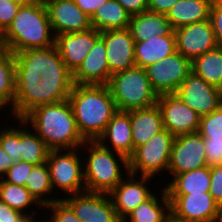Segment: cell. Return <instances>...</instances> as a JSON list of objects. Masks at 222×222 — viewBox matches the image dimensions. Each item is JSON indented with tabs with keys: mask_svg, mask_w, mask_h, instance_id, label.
<instances>
[{
	"mask_svg": "<svg viewBox=\"0 0 222 222\" xmlns=\"http://www.w3.org/2000/svg\"><path fill=\"white\" fill-rule=\"evenodd\" d=\"M192 71L206 83L222 90V48H216L196 57Z\"/></svg>",
	"mask_w": 222,
	"mask_h": 222,
	"instance_id": "f546056e",
	"label": "cell"
},
{
	"mask_svg": "<svg viewBox=\"0 0 222 222\" xmlns=\"http://www.w3.org/2000/svg\"><path fill=\"white\" fill-rule=\"evenodd\" d=\"M213 0H180L166 13L173 29L209 19Z\"/></svg>",
	"mask_w": 222,
	"mask_h": 222,
	"instance_id": "484cf974",
	"label": "cell"
},
{
	"mask_svg": "<svg viewBox=\"0 0 222 222\" xmlns=\"http://www.w3.org/2000/svg\"><path fill=\"white\" fill-rule=\"evenodd\" d=\"M83 146L90 151L83 165L86 191L110 193L122 179L125 180L114 151L109 148L110 145L100 144L97 140L85 141Z\"/></svg>",
	"mask_w": 222,
	"mask_h": 222,
	"instance_id": "8992f818",
	"label": "cell"
},
{
	"mask_svg": "<svg viewBox=\"0 0 222 222\" xmlns=\"http://www.w3.org/2000/svg\"><path fill=\"white\" fill-rule=\"evenodd\" d=\"M33 84H15V99L10 111L17 121L35 107L67 100L73 89V74L68 69H49Z\"/></svg>",
	"mask_w": 222,
	"mask_h": 222,
	"instance_id": "277c9868",
	"label": "cell"
},
{
	"mask_svg": "<svg viewBox=\"0 0 222 222\" xmlns=\"http://www.w3.org/2000/svg\"><path fill=\"white\" fill-rule=\"evenodd\" d=\"M68 101L85 141H96L118 111L107 85L74 84Z\"/></svg>",
	"mask_w": 222,
	"mask_h": 222,
	"instance_id": "6da1fadb",
	"label": "cell"
},
{
	"mask_svg": "<svg viewBox=\"0 0 222 222\" xmlns=\"http://www.w3.org/2000/svg\"><path fill=\"white\" fill-rule=\"evenodd\" d=\"M128 175L129 179L126 178L125 181L122 179L109 193L117 215L122 222L134 208L153 195L149 187L146 186L147 182L153 179L152 177L141 176V179L137 180L134 174L129 173Z\"/></svg>",
	"mask_w": 222,
	"mask_h": 222,
	"instance_id": "44dd1931",
	"label": "cell"
},
{
	"mask_svg": "<svg viewBox=\"0 0 222 222\" xmlns=\"http://www.w3.org/2000/svg\"><path fill=\"white\" fill-rule=\"evenodd\" d=\"M78 153L77 148L49 151L46 162L53 190L55 187L60 188L67 195L86 191L84 170H82L83 162L80 160L81 158Z\"/></svg>",
	"mask_w": 222,
	"mask_h": 222,
	"instance_id": "ba28073f",
	"label": "cell"
},
{
	"mask_svg": "<svg viewBox=\"0 0 222 222\" xmlns=\"http://www.w3.org/2000/svg\"><path fill=\"white\" fill-rule=\"evenodd\" d=\"M152 89L157 95L175 93L192 71V61L179 52L145 68Z\"/></svg>",
	"mask_w": 222,
	"mask_h": 222,
	"instance_id": "30bf717a",
	"label": "cell"
},
{
	"mask_svg": "<svg viewBox=\"0 0 222 222\" xmlns=\"http://www.w3.org/2000/svg\"><path fill=\"white\" fill-rule=\"evenodd\" d=\"M131 134L134 149L147 143L163 128L162 114L157 104L148 107L130 110Z\"/></svg>",
	"mask_w": 222,
	"mask_h": 222,
	"instance_id": "603a6c76",
	"label": "cell"
},
{
	"mask_svg": "<svg viewBox=\"0 0 222 222\" xmlns=\"http://www.w3.org/2000/svg\"><path fill=\"white\" fill-rule=\"evenodd\" d=\"M173 179V180H172ZM165 186L167 194H197L210 190V166L175 175Z\"/></svg>",
	"mask_w": 222,
	"mask_h": 222,
	"instance_id": "4316f807",
	"label": "cell"
},
{
	"mask_svg": "<svg viewBox=\"0 0 222 222\" xmlns=\"http://www.w3.org/2000/svg\"><path fill=\"white\" fill-rule=\"evenodd\" d=\"M175 52H177L175 35L157 36L155 34L145 41L135 42L134 61L136 66L145 69Z\"/></svg>",
	"mask_w": 222,
	"mask_h": 222,
	"instance_id": "d4e9b609",
	"label": "cell"
},
{
	"mask_svg": "<svg viewBox=\"0 0 222 222\" xmlns=\"http://www.w3.org/2000/svg\"><path fill=\"white\" fill-rule=\"evenodd\" d=\"M216 4L221 5L222 6V0H213Z\"/></svg>",
	"mask_w": 222,
	"mask_h": 222,
	"instance_id": "816d5d0a",
	"label": "cell"
},
{
	"mask_svg": "<svg viewBox=\"0 0 222 222\" xmlns=\"http://www.w3.org/2000/svg\"><path fill=\"white\" fill-rule=\"evenodd\" d=\"M45 207L52 210L50 222H82L62 198Z\"/></svg>",
	"mask_w": 222,
	"mask_h": 222,
	"instance_id": "74e56055",
	"label": "cell"
},
{
	"mask_svg": "<svg viewBox=\"0 0 222 222\" xmlns=\"http://www.w3.org/2000/svg\"><path fill=\"white\" fill-rule=\"evenodd\" d=\"M21 5L12 0H0V33L2 34L17 15Z\"/></svg>",
	"mask_w": 222,
	"mask_h": 222,
	"instance_id": "ab89813d",
	"label": "cell"
},
{
	"mask_svg": "<svg viewBox=\"0 0 222 222\" xmlns=\"http://www.w3.org/2000/svg\"><path fill=\"white\" fill-rule=\"evenodd\" d=\"M25 216L0 200V222H20Z\"/></svg>",
	"mask_w": 222,
	"mask_h": 222,
	"instance_id": "7bdbcfd3",
	"label": "cell"
},
{
	"mask_svg": "<svg viewBox=\"0 0 222 222\" xmlns=\"http://www.w3.org/2000/svg\"><path fill=\"white\" fill-rule=\"evenodd\" d=\"M180 0H148V10L166 14Z\"/></svg>",
	"mask_w": 222,
	"mask_h": 222,
	"instance_id": "f6af8a7d",
	"label": "cell"
},
{
	"mask_svg": "<svg viewBox=\"0 0 222 222\" xmlns=\"http://www.w3.org/2000/svg\"><path fill=\"white\" fill-rule=\"evenodd\" d=\"M31 222H36L35 221V218L31 221ZM37 222H39V221H37ZM41 222V221H40ZM42 222H50L49 220H45V221H42Z\"/></svg>",
	"mask_w": 222,
	"mask_h": 222,
	"instance_id": "db71d44e",
	"label": "cell"
},
{
	"mask_svg": "<svg viewBox=\"0 0 222 222\" xmlns=\"http://www.w3.org/2000/svg\"><path fill=\"white\" fill-rule=\"evenodd\" d=\"M82 222H122L109 193L82 192L63 199Z\"/></svg>",
	"mask_w": 222,
	"mask_h": 222,
	"instance_id": "9a60e30c",
	"label": "cell"
},
{
	"mask_svg": "<svg viewBox=\"0 0 222 222\" xmlns=\"http://www.w3.org/2000/svg\"><path fill=\"white\" fill-rule=\"evenodd\" d=\"M75 4L88 16H92L94 12L108 0H73Z\"/></svg>",
	"mask_w": 222,
	"mask_h": 222,
	"instance_id": "bcb514c9",
	"label": "cell"
},
{
	"mask_svg": "<svg viewBox=\"0 0 222 222\" xmlns=\"http://www.w3.org/2000/svg\"><path fill=\"white\" fill-rule=\"evenodd\" d=\"M207 166L222 164V138H204Z\"/></svg>",
	"mask_w": 222,
	"mask_h": 222,
	"instance_id": "f35d334b",
	"label": "cell"
},
{
	"mask_svg": "<svg viewBox=\"0 0 222 222\" xmlns=\"http://www.w3.org/2000/svg\"><path fill=\"white\" fill-rule=\"evenodd\" d=\"M14 159H12L8 154L4 151L2 146L0 145V176L3 178V176L6 174V172L9 170V168L13 165Z\"/></svg>",
	"mask_w": 222,
	"mask_h": 222,
	"instance_id": "7dc6e473",
	"label": "cell"
},
{
	"mask_svg": "<svg viewBox=\"0 0 222 222\" xmlns=\"http://www.w3.org/2000/svg\"><path fill=\"white\" fill-rule=\"evenodd\" d=\"M210 175L209 193L222 209V164L210 166Z\"/></svg>",
	"mask_w": 222,
	"mask_h": 222,
	"instance_id": "60d3db41",
	"label": "cell"
},
{
	"mask_svg": "<svg viewBox=\"0 0 222 222\" xmlns=\"http://www.w3.org/2000/svg\"><path fill=\"white\" fill-rule=\"evenodd\" d=\"M100 38V31L91 28L83 32L64 33L55 36L54 46L67 69L73 74Z\"/></svg>",
	"mask_w": 222,
	"mask_h": 222,
	"instance_id": "ac0fdd59",
	"label": "cell"
},
{
	"mask_svg": "<svg viewBox=\"0 0 222 222\" xmlns=\"http://www.w3.org/2000/svg\"><path fill=\"white\" fill-rule=\"evenodd\" d=\"M15 99V57L14 54L0 47V109H13Z\"/></svg>",
	"mask_w": 222,
	"mask_h": 222,
	"instance_id": "1f68e13d",
	"label": "cell"
},
{
	"mask_svg": "<svg viewBox=\"0 0 222 222\" xmlns=\"http://www.w3.org/2000/svg\"><path fill=\"white\" fill-rule=\"evenodd\" d=\"M100 38L106 47V59L111 75L136 66L134 61L135 42L128 28L100 32Z\"/></svg>",
	"mask_w": 222,
	"mask_h": 222,
	"instance_id": "d6986e66",
	"label": "cell"
},
{
	"mask_svg": "<svg viewBox=\"0 0 222 222\" xmlns=\"http://www.w3.org/2000/svg\"><path fill=\"white\" fill-rule=\"evenodd\" d=\"M0 145L4 151L14 159L15 162L21 161L20 155V129L10 128L1 129L0 131Z\"/></svg>",
	"mask_w": 222,
	"mask_h": 222,
	"instance_id": "d590c367",
	"label": "cell"
},
{
	"mask_svg": "<svg viewBox=\"0 0 222 222\" xmlns=\"http://www.w3.org/2000/svg\"><path fill=\"white\" fill-rule=\"evenodd\" d=\"M106 57L107 51L104 41L99 38L73 73L74 84L107 85L111 74Z\"/></svg>",
	"mask_w": 222,
	"mask_h": 222,
	"instance_id": "7402d4cb",
	"label": "cell"
},
{
	"mask_svg": "<svg viewBox=\"0 0 222 222\" xmlns=\"http://www.w3.org/2000/svg\"><path fill=\"white\" fill-rule=\"evenodd\" d=\"M174 94L200 117L210 114L222 105V90L206 83L193 71Z\"/></svg>",
	"mask_w": 222,
	"mask_h": 222,
	"instance_id": "7c38bea8",
	"label": "cell"
},
{
	"mask_svg": "<svg viewBox=\"0 0 222 222\" xmlns=\"http://www.w3.org/2000/svg\"><path fill=\"white\" fill-rule=\"evenodd\" d=\"M25 188L42 206V209H44L46 205L59 200L58 198L49 199L45 197L47 194L50 195V193L52 194L53 192L47 162L34 165L31 173L26 178Z\"/></svg>",
	"mask_w": 222,
	"mask_h": 222,
	"instance_id": "d6a6232c",
	"label": "cell"
},
{
	"mask_svg": "<svg viewBox=\"0 0 222 222\" xmlns=\"http://www.w3.org/2000/svg\"><path fill=\"white\" fill-rule=\"evenodd\" d=\"M33 167L34 164H30L25 161L14 162L13 165L6 172V174L3 176L6 179L5 178L2 179L14 185L25 186L26 178L31 173Z\"/></svg>",
	"mask_w": 222,
	"mask_h": 222,
	"instance_id": "8d00e7d4",
	"label": "cell"
},
{
	"mask_svg": "<svg viewBox=\"0 0 222 222\" xmlns=\"http://www.w3.org/2000/svg\"><path fill=\"white\" fill-rule=\"evenodd\" d=\"M23 120L50 150L81 149L85 143L68 99L35 107Z\"/></svg>",
	"mask_w": 222,
	"mask_h": 222,
	"instance_id": "7a4b0ae2",
	"label": "cell"
},
{
	"mask_svg": "<svg viewBox=\"0 0 222 222\" xmlns=\"http://www.w3.org/2000/svg\"><path fill=\"white\" fill-rule=\"evenodd\" d=\"M157 105L162 114L163 128L175 137L198 131L200 116L174 93L159 95Z\"/></svg>",
	"mask_w": 222,
	"mask_h": 222,
	"instance_id": "5bb4252c",
	"label": "cell"
},
{
	"mask_svg": "<svg viewBox=\"0 0 222 222\" xmlns=\"http://www.w3.org/2000/svg\"><path fill=\"white\" fill-rule=\"evenodd\" d=\"M205 150L204 138L198 132L176 136L168 172L175 176L207 166Z\"/></svg>",
	"mask_w": 222,
	"mask_h": 222,
	"instance_id": "4fadbf2b",
	"label": "cell"
},
{
	"mask_svg": "<svg viewBox=\"0 0 222 222\" xmlns=\"http://www.w3.org/2000/svg\"><path fill=\"white\" fill-rule=\"evenodd\" d=\"M197 132L203 138H222V105L210 114L200 117Z\"/></svg>",
	"mask_w": 222,
	"mask_h": 222,
	"instance_id": "e575fe53",
	"label": "cell"
},
{
	"mask_svg": "<svg viewBox=\"0 0 222 222\" xmlns=\"http://www.w3.org/2000/svg\"><path fill=\"white\" fill-rule=\"evenodd\" d=\"M167 222H184V221L177 220V219L173 218V217L170 215V217H169V219H168Z\"/></svg>",
	"mask_w": 222,
	"mask_h": 222,
	"instance_id": "f907efd6",
	"label": "cell"
},
{
	"mask_svg": "<svg viewBox=\"0 0 222 222\" xmlns=\"http://www.w3.org/2000/svg\"><path fill=\"white\" fill-rule=\"evenodd\" d=\"M110 140L112 150L123 165L126 175L129 174L128 158L133 154V139L131 134L130 111L118 110L106 125L102 135L97 139L100 144Z\"/></svg>",
	"mask_w": 222,
	"mask_h": 222,
	"instance_id": "ffe728a7",
	"label": "cell"
},
{
	"mask_svg": "<svg viewBox=\"0 0 222 222\" xmlns=\"http://www.w3.org/2000/svg\"><path fill=\"white\" fill-rule=\"evenodd\" d=\"M131 15L118 1L108 0L90 17L92 28L103 32L107 30L127 29Z\"/></svg>",
	"mask_w": 222,
	"mask_h": 222,
	"instance_id": "83f0119b",
	"label": "cell"
},
{
	"mask_svg": "<svg viewBox=\"0 0 222 222\" xmlns=\"http://www.w3.org/2000/svg\"><path fill=\"white\" fill-rule=\"evenodd\" d=\"M174 139V135L163 129L147 143L136 147L128 158L129 173L136 177L139 172L140 176L154 177L158 172L168 171Z\"/></svg>",
	"mask_w": 222,
	"mask_h": 222,
	"instance_id": "52a82bcc",
	"label": "cell"
},
{
	"mask_svg": "<svg viewBox=\"0 0 222 222\" xmlns=\"http://www.w3.org/2000/svg\"><path fill=\"white\" fill-rule=\"evenodd\" d=\"M12 1L23 6V5H30V4L36 3L39 0H12Z\"/></svg>",
	"mask_w": 222,
	"mask_h": 222,
	"instance_id": "c3c4849f",
	"label": "cell"
},
{
	"mask_svg": "<svg viewBox=\"0 0 222 222\" xmlns=\"http://www.w3.org/2000/svg\"><path fill=\"white\" fill-rule=\"evenodd\" d=\"M54 36L83 32L92 28L90 16L73 0H44Z\"/></svg>",
	"mask_w": 222,
	"mask_h": 222,
	"instance_id": "e0dca14e",
	"label": "cell"
},
{
	"mask_svg": "<svg viewBox=\"0 0 222 222\" xmlns=\"http://www.w3.org/2000/svg\"><path fill=\"white\" fill-rule=\"evenodd\" d=\"M0 200L5 202L9 207L27 215L25 209L31 205L42 207L36 199L30 194L25 186L14 185L0 178Z\"/></svg>",
	"mask_w": 222,
	"mask_h": 222,
	"instance_id": "836d02e7",
	"label": "cell"
},
{
	"mask_svg": "<svg viewBox=\"0 0 222 222\" xmlns=\"http://www.w3.org/2000/svg\"><path fill=\"white\" fill-rule=\"evenodd\" d=\"M131 15L148 10V0H116Z\"/></svg>",
	"mask_w": 222,
	"mask_h": 222,
	"instance_id": "ee69618b",
	"label": "cell"
},
{
	"mask_svg": "<svg viewBox=\"0 0 222 222\" xmlns=\"http://www.w3.org/2000/svg\"><path fill=\"white\" fill-rule=\"evenodd\" d=\"M174 34L176 51L191 61L218 46L209 19L174 29Z\"/></svg>",
	"mask_w": 222,
	"mask_h": 222,
	"instance_id": "2e32d148",
	"label": "cell"
},
{
	"mask_svg": "<svg viewBox=\"0 0 222 222\" xmlns=\"http://www.w3.org/2000/svg\"><path fill=\"white\" fill-rule=\"evenodd\" d=\"M15 57V84H33L42 80L45 70L67 69L55 46L27 49L13 53Z\"/></svg>",
	"mask_w": 222,
	"mask_h": 222,
	"instance_id": "9c48e42d",
	"label": "cell"
},
{
	"mask_svg": "<svg viewBox=\"0 0 222 222\" xmlns=\"http://www.w3.org/2000/svg\"><path fill=\"white\" fill-rule=\"evenodd\" d=\"M33 217L34 216L32 214H28L20 222H31L34 219Z\"/></svg>",
	"mask_w": 222,
	"mask_h": 222,
	"instance_id": "681fc988",
	"label": "cell"
},
{
	"mask_svg": "<svg viewBox=\"0 0 222 222\" xmlns=\"http://www.w3.org/2000/svg\"><path fill=\"white\" fill-rule=\"evenodd\" d=\"M54 41L45 2L39 0L20 7L11 24L1 34L0 47L16 53L54 46Z\"/></svg>",
	"mask_w": 222,
	"mask_h": 222,
	"instance_id": "3957f363",
	"label": "cell"
},
{
	"mask_svg": "<svg viewBox=\"0 0 222 222\" xmlns=\"http://www.w3.org/2000/svg\"><path fill=\"white\" fill-rule=\"evenodd\" d=\"M216 222H222V212H221L220 217L218 218V220Z\"/></svg>",
	"mask_w": 222,
	"mask_h": 222,
	"instance_id": "f5cc1de1",
	"label": "cell"
},
{
	"mask_svg": "<svg viewBox=\"0 0 222 222\" xmlns=\"http://www.w3.org/2000/svg\"><path fill=\"white\" fill-rule=\"evenodd\" d=\"M120 111L148 108L157 104L158 95L152 89L146 70L135 66L111 75L107 84Z\"/></svg>",
	"mask_w": 222,
	"mask_h": 222,
	"instance_id": "5b68a950",
	"label": "cell"
},
{
	"mask_svg": "<svg viewBox=\"0 0 222 222\" xmlns=\"http://www.w3.org/2000/svg\"><path fill=\"white\" fill-rule=\"evenodd\" d=\"M209 20L211 22L217 45L222 48V6L212 2Z\"/></svg>",
	"mask_w": 222,
	"mask_h": 222,
	"instance_id": "b9f144b4",
	"label": "cell"
},
{
	"mask_svg": "<svg viewBox=\"0 0 222 222\" xmlns=\"http://www.w3.org/2000/svg\"><path fill=\"white\" fill-rule=\"evenodd\" d=\"M128 29L134 42L145 41L155 34L157 36L175 35L166 14L150 10L131 16Z\"/></svg>",
	"mask_w": 222,
	"mask_h": 222,
	"instance_id": "cb8c5ba5",
	"label": "cell"
},
{
	"mask_svg": "<svg viewBox=\"0 0 222 222\" xmlns=\"http://www.w3.org/2000/svg\"><path fill=\"white\" fill-rule=\"evenodd\" d=\"M19 122L20 123L18 124H21L20 127L24 128H20L21 161L34 165L46 162L50 149L45 145V142L37 135L35 131L34 134L33 132H30V130L28 132V124L23 119H19Z\"/></svg>",
	"mask_w": 222,
	"mask_h": 222,
	"instance_id": "4dcf8cb0",
	"label": "cell"
},
{
	"mask_svg": "<svg viewBox=\"0 0 222 222\" xmlns=\"http://www.w3.org/2000/svg\"><path fill=\"white\" fill-rule=\"evenodd\" d=\"M171 216L184 222H216L222 212L209 192L168 194Z\"/></svg>",
	"mask_w": 222,
	"mask_h": 222,
	"instance_id": "8fae6325",
	"label": "cell"
},
{
	"mask_svg": "<svg viewBox=\"0 0 222 222\" xmlns=\"http://www.w3.org/2000/svg\"><path fill=\"white\" fill-rule=\"evenodd\" d=\"M160 192H162V203L153 194L148 200L134 208L123 222H167L171 215L170 200L165 188Z\"/></svg>",
	"mask_w": 222,
	"mask_h": 222,
	"instance_id": "f1b7e54d",
	"label": "cell"
}]
</instances>
